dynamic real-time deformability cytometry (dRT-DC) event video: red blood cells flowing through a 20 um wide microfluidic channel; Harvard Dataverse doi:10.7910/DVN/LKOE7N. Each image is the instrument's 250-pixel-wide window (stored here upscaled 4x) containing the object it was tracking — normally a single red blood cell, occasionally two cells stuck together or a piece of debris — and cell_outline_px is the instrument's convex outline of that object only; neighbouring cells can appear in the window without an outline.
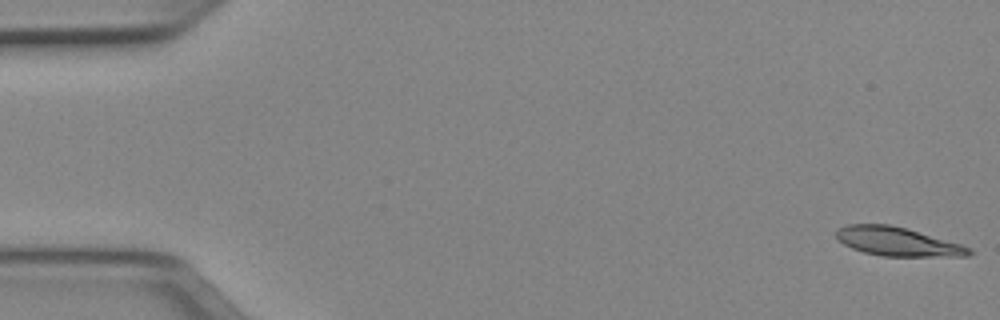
{"species": "Egyptian fruit bat (a non-hibernating species)", "species_latin": "Rousettus aegyptiacus", "temperature_condition": "cold", "stored_images_in_passage": 51, "camera_frame_rate_fps": 3000, "um_per_image_px": 0.085, "animal": {"sex": "female"}, "frame": {"image": 1, "passage_image": 1, "time_ms": 0.0, "image_size_px": [1000, 320], "cell_outline_px": [[972, 252], [968, 256], [884, 256], [864, 252], [852, 248], [844, 244], [836, 236], [836, 228], [848, 224], [888, 224], [908, 228], [960, 244], [972, 248]], "centroid_in_image_um": [76.28, 20.52], "position_along_channel_um": 8.7, "area_um2": 22.2}}
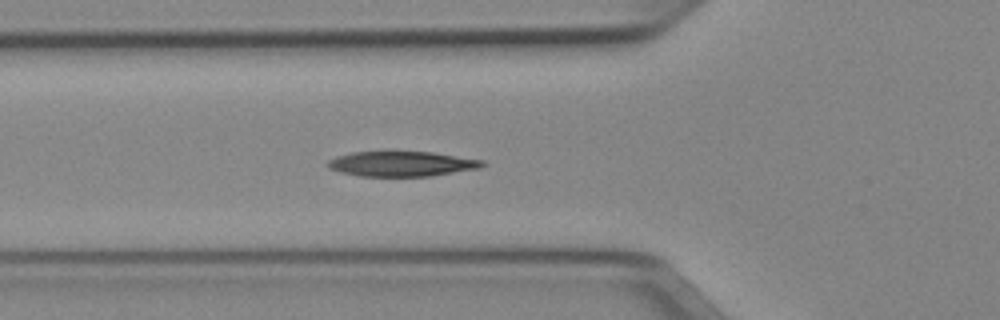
{"frame": {"image": 2, "passage_image": 18, "time_ms": 5.667, "image_size_px": [1000, 320], "cell_outline_px": [[488, 164], [480, 168], [432, 176], [360, 176], [340, 172], [328, 168], [328, 160], [336, 156], [352, 152], [432, 152], [484, 160]], "centroid_in_image_um": [34.18, 13.93], "position_along_channel_um": 91.6, "area_um2": 22.6}}
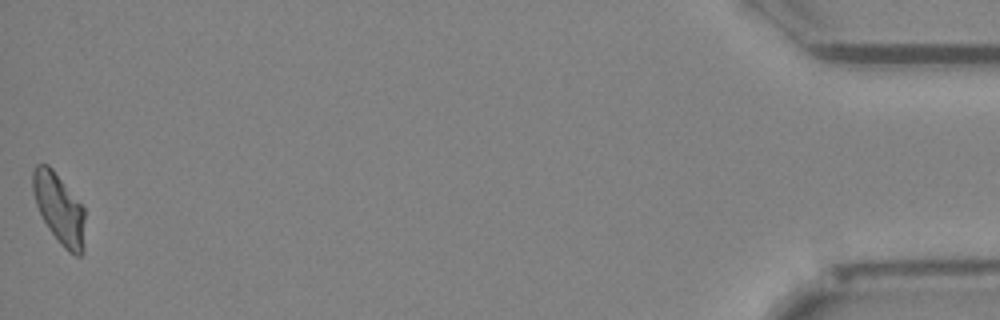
{"frame": {"image": 3, "passage_image": 51, "time_ms": 16.667, "image_size_px": [1000, 320], "cell_outline_px": [[84, 252], [80, 256], [76, 256], [68, 252], [60, 244], [48, 228], [36, 204], [32, 188], [32, 172], [36, 164], [48, 164], [52, 168], [84, 208]], "centroid_in_image_um": [5.03, 17.76], "position_along_channel_um": 430.2, "area_um2": 21.27}, "authors_computed_cell_mechanics": {"area_um2": 22.4264, "velocity_mm_per_s": 3.942, "shape_relaxation_time_tau1_ms": 5.2599, "shape_relaxation_time_tau2_ms": 10.4894, "deformation_change_tau1": 0.1712, "deformation_change_tau2": 0.1825}}